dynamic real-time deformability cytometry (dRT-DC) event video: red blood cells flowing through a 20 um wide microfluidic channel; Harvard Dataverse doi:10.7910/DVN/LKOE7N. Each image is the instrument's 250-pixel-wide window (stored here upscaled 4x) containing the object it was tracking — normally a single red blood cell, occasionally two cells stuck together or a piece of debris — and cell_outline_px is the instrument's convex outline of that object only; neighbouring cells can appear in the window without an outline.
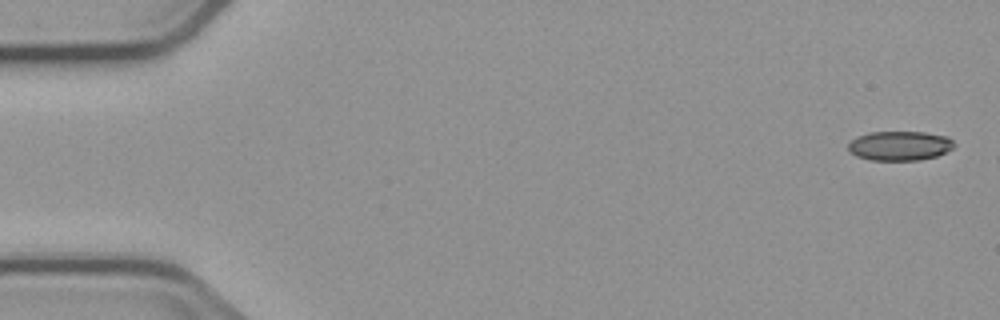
{"species": "common noctule bat (a hibernating species)", "species_latin": "Nyctalus noctula", "temperature_condition": "cold", "stored_images_in_passage": 3, "camera_frame_rate_fps": 3000, "um_per_image_px": 0.085, "animal": {"sex": "male", "body_mass_g": 23.1, "forearm_length_mm": 52.7}, "frame": {"image": 1, "passage_image": 1, "time_ms": 0.0, "image_size_px": [1000, 320], "cell_outline_px": [[956, 144], [952, 148], [936, 156], [920, 160], [868, 160], [856, 156], [848, 152], [848, 144], [856, 136], [868, 132], [924, 132], [948, 136]], "centroid_in_image_um": [76.44, 12.39], "position_along_channel_um": 8.6, "area_um2": 18.32}}